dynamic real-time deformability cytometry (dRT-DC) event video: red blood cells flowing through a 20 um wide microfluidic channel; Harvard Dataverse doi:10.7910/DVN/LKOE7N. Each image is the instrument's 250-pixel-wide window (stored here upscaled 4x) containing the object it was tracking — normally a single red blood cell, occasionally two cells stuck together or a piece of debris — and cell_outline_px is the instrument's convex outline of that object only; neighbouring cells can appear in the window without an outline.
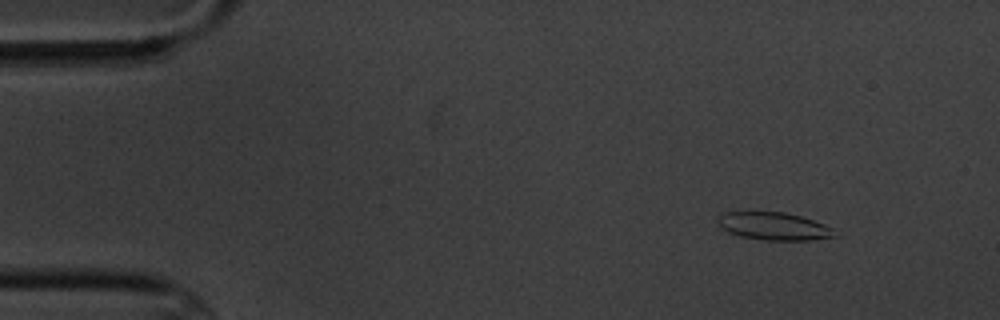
{"species": "common noctule bat (a hibernating species)", "species_latin": "Nyctalus noctula", "temperature_condition": "cold", "stored_images_in_passage": 5, "camera_frame_rate_fps": 3000, "um_per_image_px": 0.085, "animal": {"sex": "male", "body_mass_g": 20.1, "forearm_length_mm": 53.5}, "frame": {"image": 1, "passage_image": 2, "time_ms": 1.333, "image_size_px": [1000, 320], "cell_outline_px": [[840, 236], [808, 240], [764, 240], [740, 236], [728, 232], [720, 228], [720, 216], [724, 212], [784, 212], [800, 216], [824, 224], [840, 232]], "centroid_in_image_um": [65.85, 19.24], "position_along_channel_um": 19.1, "area_um2": 18.84}}
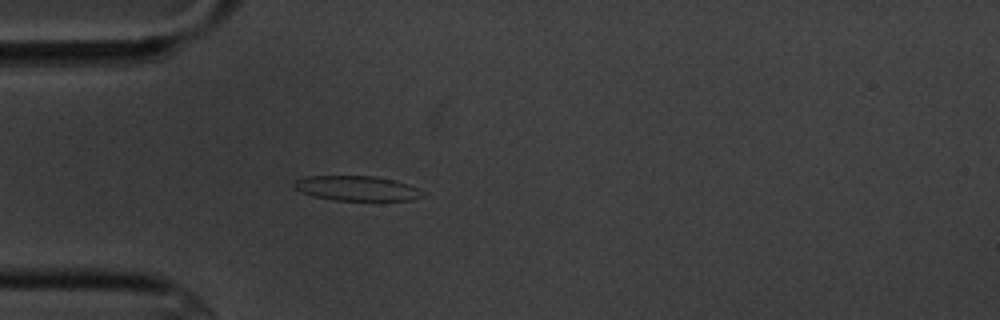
{"frame": {"image": 2, "passage_image": 5, "time_ms": 4.667, "image_size_px": [1000, 320], "cell_outline_px": [[424, 196], [412, 200], [336, 200], [316, 196], [304, 192], [296, 188], [292, 184], [296, 180], [304, 176], [376, 176], [396, 180], [408, 184], [424, 192]], "centroid_in_image_um": [30.38, 15.99], "position_along_channel_um": 54.6, "area_um2": 18.44}}